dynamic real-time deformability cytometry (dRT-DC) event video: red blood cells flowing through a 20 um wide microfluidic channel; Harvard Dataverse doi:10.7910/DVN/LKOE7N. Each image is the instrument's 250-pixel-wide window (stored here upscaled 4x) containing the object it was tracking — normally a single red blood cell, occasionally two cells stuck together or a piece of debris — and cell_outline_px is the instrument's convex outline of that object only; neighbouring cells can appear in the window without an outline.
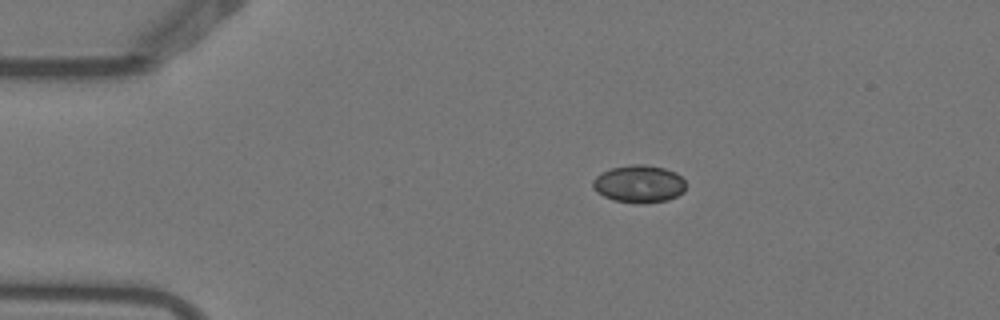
{"species": "Egyptian fruit bat (a non-hibernating species)", "species_latin": "Rousettus aegyptiacus", "temperature_condition": "warm", "stored_images_in_passage": 4, "camera_frame_rate_fps": 3000, "um_per_image_px": 0.085, "animal": {"sex": "female"}, "frame": {"image": 1, "passage_image": 1, "time_ms": 0.0, "image_size_px": [1000, 320], "cell_outline_px": [[684, 192], [668, 200], [644, 204], [636, 204], [612, 200], [596, 192], [592, 188], [592, 180], [596, 176], [612, 168], [632, 164], [644, 164], [664, 168], [676, 172], [684, 180]], "centroid_in_image_um": [54.3, 15.65], "position_along_channel_um": 30.7, "area_um2": 20.52}}
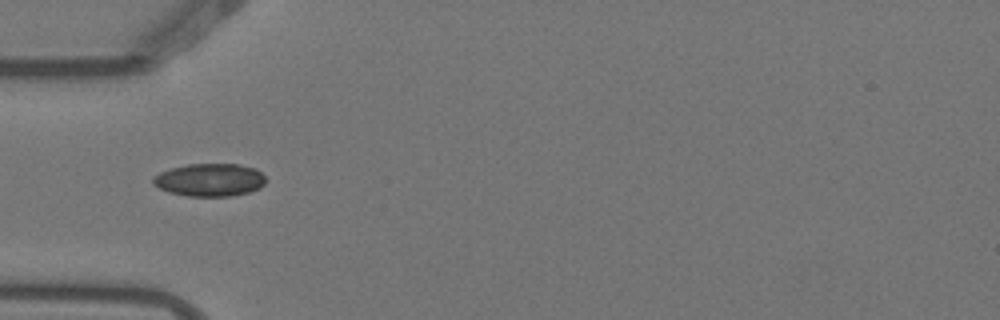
{"frame": {"image": 2, "passage_image": 3, "time_ms": 0.667, "image_size_px": [1000, 320], "cell_outline_px": [[264, 184], [260, 188], [248, 192], [232, 196], [188, 196], [168, 192], [152, 184], [152, 176], [160, 172], [172, 168], [188, 164], [236, 164], [256, 168], [264, 176]], "centroid_in_image_um": [17.8, 15.29], "position_along_channel_um": 67.2, "area_um2": 21.56}}
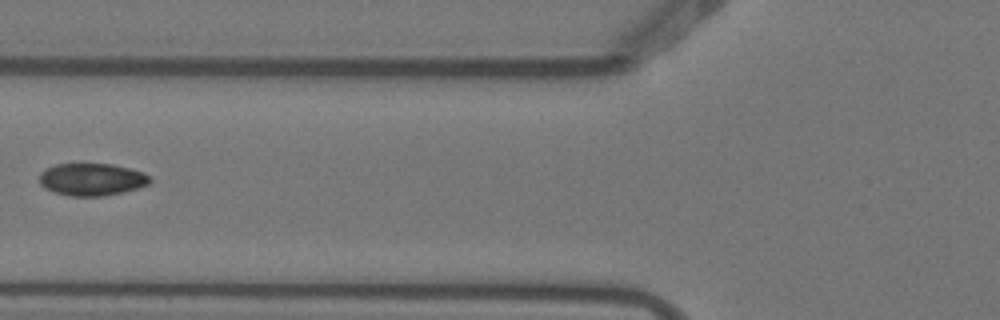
{"frame": {"image": 3, "passage_image": 4, "time_ms": 1.0, "image_size_px": [1000, 320], "cell_outline_px": [[152, 180], [148, 184], [124, 192], [104, 196], [72, 196], [56, 192], [44, 188], [40, 184], [40, 172], [56, 164], [112, 164], [132, 168], [144, 172], [152, 176]], "centroid_in_image_um": [7.85, 15.24], "position_along_channel_um": 117.9, "area_um2": 20.92}}